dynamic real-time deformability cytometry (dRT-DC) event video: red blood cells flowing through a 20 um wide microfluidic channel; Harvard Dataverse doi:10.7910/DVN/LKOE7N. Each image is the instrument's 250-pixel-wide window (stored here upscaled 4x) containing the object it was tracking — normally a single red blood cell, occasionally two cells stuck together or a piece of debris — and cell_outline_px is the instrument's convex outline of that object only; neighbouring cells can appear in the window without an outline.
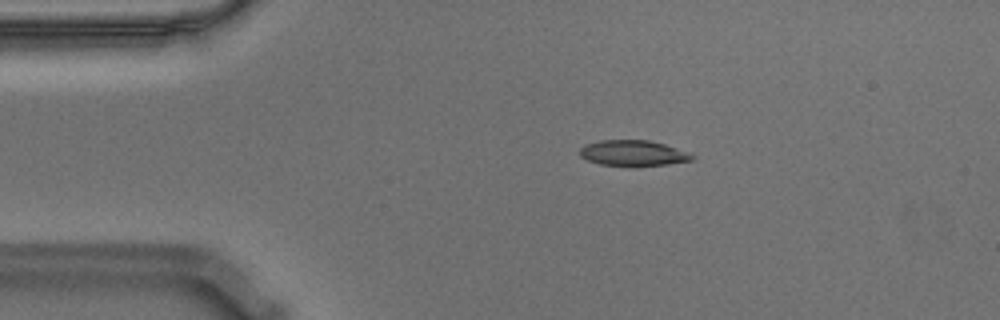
{"species": "Egyptian fruit bat (a non-hibernating species)", "species_latin": "Rousettus aegyptiacus", "temperature_condition": "warm", "stored_images_in_passage": 46, "segment_of_instrument_passage": [1, 2], "camera_frame_rate_fps": 3000, "um_per_image_px": 0.085, "animal": {"sex": "male"}, "frame": {"image": 1, "passage_image": 1, "time_ms": 0.0, "image_size_px": [1000, 320], "cell_outline_px": [[696, 156], [692, 160], [664, 164], [600, 164], [588, 160], [580, 156], [580, 148], [584, 144], [600, 140], [648, 140], [664, 144], [688, 152]], "centroid_in_image_um": [53.79, 12.97], "position_along_channel_um": 31.2, "area_um2": 16.18}}
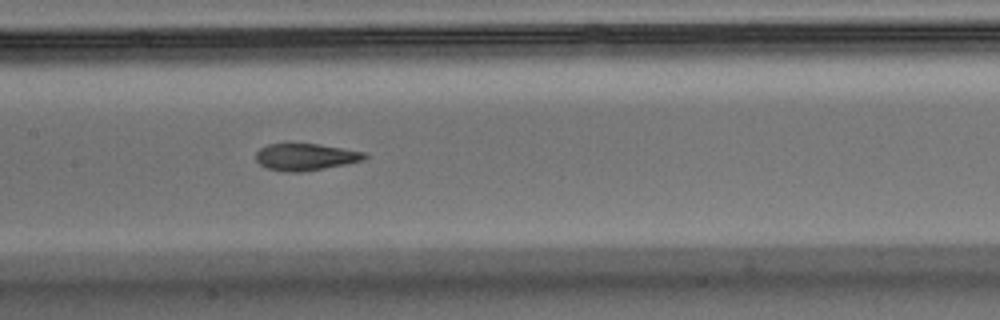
{"frame": {"image": 2, "passage_image": 17, "time_ms": 5.333, "image_size_px": [1000, 320], "cell_outline_px": [[368, 156], [364, 160], [344, 164], [300, 172], [284, 172], [268, 168], [260, 164], [256, 160], [256, 152], [260, 148], [268, 144], [320, 144], [368, 152]], "centroid_in_image_um": [26.0, 13.33], "position_along_channel_um": 181.4, "area_um2": 16.99}}
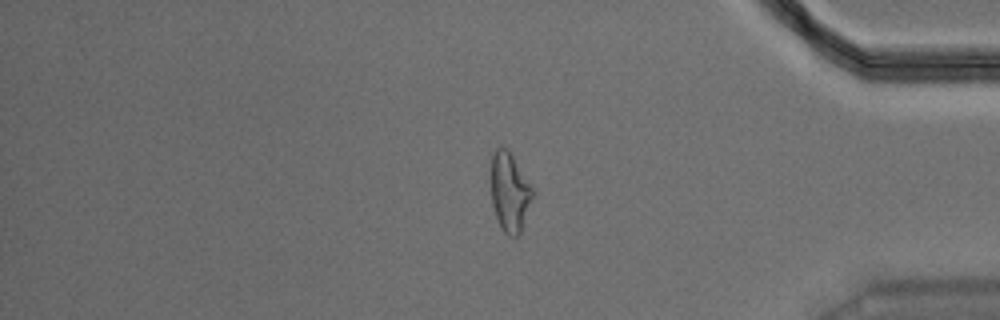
{"frame": {"image": 3, "passage_image": 37, "time_ms": 12.0, "image_size_px": [1000, 320], "cell_outline_px": [[532, 196], [520, 236], [508, 236], [504, 232], [496, 216], [492, 204], [492, 156], [496, 148], [500, 144], [508, 148], [532, 188]], "centroid_in_image_um": [43.31, 16.31], "position_along_channel_um": 391.9, "area_um2": 18.79}}